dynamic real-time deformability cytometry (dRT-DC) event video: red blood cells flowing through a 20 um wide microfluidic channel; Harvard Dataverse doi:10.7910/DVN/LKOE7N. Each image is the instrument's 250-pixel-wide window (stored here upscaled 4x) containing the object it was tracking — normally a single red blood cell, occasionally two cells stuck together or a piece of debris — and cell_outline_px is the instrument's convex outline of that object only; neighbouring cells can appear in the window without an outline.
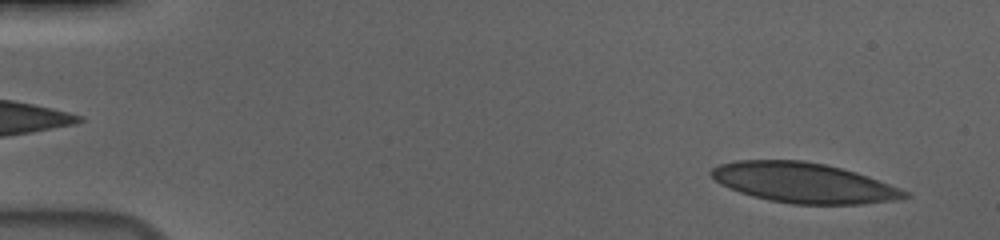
{"species": "human", "species_latin": "Homo sapiens", "temperature_condition": "cold", "stored_images_in_passage": 54, "camera_frame_rate_fps": 3000, "um_per_image_px": 0.085, "donor": {"sex": "male"}, "frame": {"image": 1, "passage_image": 3, "time_ms": 0.667, "image_size_px": [1000, 240], "cell_outline_px": [[912, 196], [896, 200], [860, 204], [792, 204], [768, 200], [752, 196], [728, 188], [720, 184], [708, 172], [712, 168], [720, 164], [736, 160], [804, 160], [824, 164], [856, 172], [868, 176], [900, 188], [908, 192]], "centroid_in_image_um": [68.3, 15.53], "position_along_channel_um": 16.7, "area_um2": 45.2}}
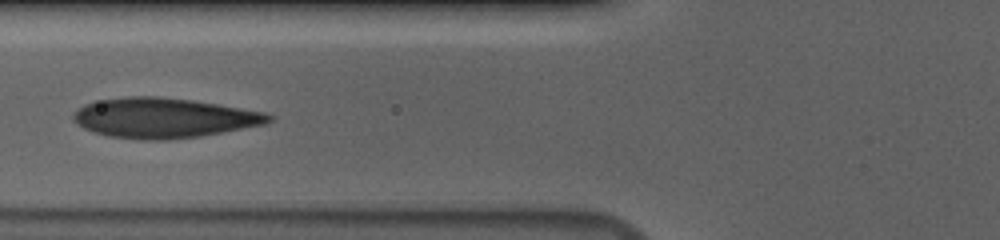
{"frame": {"image": 2, "passage_image": 21, "time_ms": 6.667, "image_size_px": [1000, 240], "cell_outline_px": [[272, 120], [264, 124], [200, 136], [168, 140], [140, 140], [108, 136], [92, 132], [76, 124], [72, 120], [72, 112], [84, 104], [104, 100], [128, 96], [156, 96], [192, 100], [264, 112], [272, 116]], "centroid_in_image_um": [13.85, 10.03], "position_along_channel_um": 111.9, "area_um2": 45.37}}
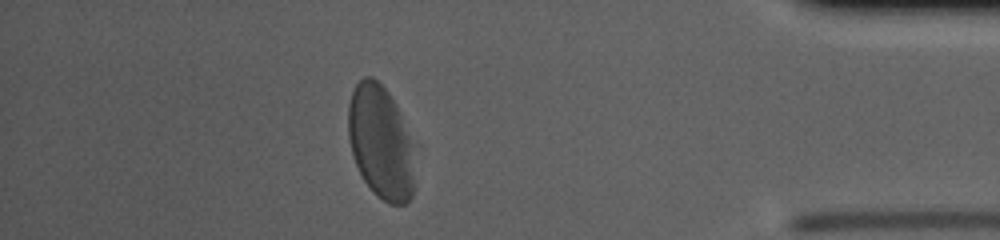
{"frame": {"image": 3, "passage_image": 48, "time_ms": 15.667, "image_size_px": [1000, 240], "cell_outline_px": [[412, 196], [404, 204], [388, 204], [376, 196], [372, 192], [364, 180], [356, 164], [352, 152], [348, 136], [348, 104], [352, 92], [356, 84], [364, 76], [372, 76], [388, 92], [396, 104], [408, 136], [412, 180]], "centroid_in_image_um": [32.28, 12.07], "position_along_channel_um": 402.9, "area_um2": 42.77}, "authors_computed_cell_mechanics": {"area_um2": 45.0262, "velocity_mm_per_s": 3.6394, "shape_relaxation_time_tau1_ms": 3.1621, "shape_relaxation_time_tau2_ms": 0.8211, "deformation_change_tau1": 0.1473, "deformation_change_tau2": 0.0662}}